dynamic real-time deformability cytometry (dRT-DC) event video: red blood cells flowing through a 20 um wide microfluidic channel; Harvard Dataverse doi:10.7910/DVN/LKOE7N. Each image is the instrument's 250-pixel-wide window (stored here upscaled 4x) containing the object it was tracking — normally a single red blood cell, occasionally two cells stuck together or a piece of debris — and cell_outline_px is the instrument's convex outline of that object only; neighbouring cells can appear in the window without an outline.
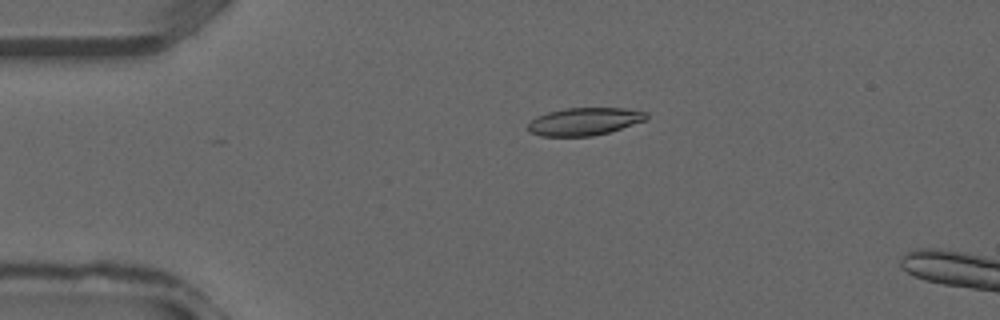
{"species": "common noctule bat (a hibernating species)", "species_latin": "Nyctalus noctula", "temperature_condition": "warm", "stored_images_in_passage": 11, "camera_frame_rate_fps": 3000, "um_per_image_px": 0.085, "animal": {"sex": "male", "forearm_length_mm": 52.5}, "frame": {"image": 1, "passage_image": 8, "time_ms": 2.333, "image_size_px": [1000, 320], "cell_outline_px": [[648, 120], [608, 132], [592, 136], [540, 136], [528, 132], [528, 124], [536, 116], [548, 112], [564, 108], [624, 108], [648, 112]], "centroid_in_image_um": [49.68, 10.32], "position_along_channel_um": 35.3, "area_um2": 19.19}}